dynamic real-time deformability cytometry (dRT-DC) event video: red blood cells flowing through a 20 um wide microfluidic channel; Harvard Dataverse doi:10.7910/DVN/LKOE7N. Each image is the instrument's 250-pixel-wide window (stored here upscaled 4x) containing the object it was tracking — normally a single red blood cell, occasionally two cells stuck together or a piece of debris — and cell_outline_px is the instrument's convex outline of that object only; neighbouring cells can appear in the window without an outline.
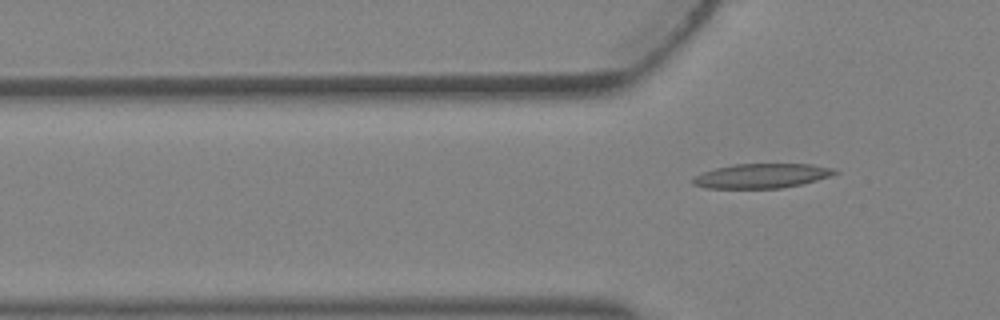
{"species": "Egyptian fruit bat (a non-hibernating species)", "species_latin": "Rousettus aegyptiacus", "temperature_condition": "warm", "stored_images_in_passage": 5, "camera_frame_rate_fps": 3000, "um_per_image_px": 0.085, "animal": {"sex": "female"}, "frame": {"image": 1, "passage_image": 5, "time_ms": 1.333, "image_size_px": [1000, 320], "cell_outline_px": [[840, 172], [832, 176], [800, 184], [780, 188], [708, 188], [692, 184], [692, 180], [696, 176], [704, 172], [716, 168], [736, 164], [808, 164], [832, 168]], "centroid_in_image_um": [64.76, 14.95], "position_along_channel_um": 61.0, "area_um2": 20.0}}